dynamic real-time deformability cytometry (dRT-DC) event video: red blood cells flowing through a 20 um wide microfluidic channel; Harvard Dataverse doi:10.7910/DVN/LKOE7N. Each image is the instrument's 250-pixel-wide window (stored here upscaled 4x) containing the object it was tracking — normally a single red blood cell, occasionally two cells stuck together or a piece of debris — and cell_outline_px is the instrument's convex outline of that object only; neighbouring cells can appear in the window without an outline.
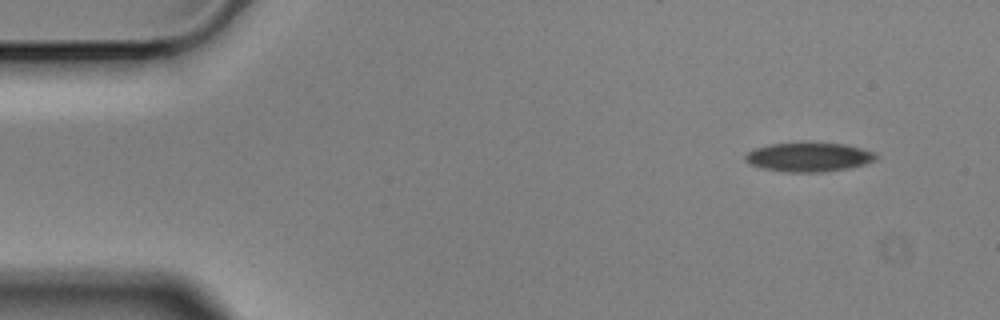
{"species": "Egyptian fruit bat (a non-hibernating species)", "species_latin": "Rousettus aegyptiacus", "temperature_condition": "cold", "stored_images_in_passage": 4, "camera_frame_rate_fps": 3000, "um_per_image_px": 0.085, "animal": {"sex": "male"}, "frame": {"image": 1, "passage_image": 1, "time_ms": 0.0, "image_size_px": [1000, 320], "cell_outline_px": [[876, 160], [864, 164], [848, 168], [824, 172], [788, 172], [764, 168], [748, 164], [744, 160], [744, 156], [748, 152], [756, 148], [772, 144], [844, 144], [860, 148], [872, 152], [876, 156]], "centroid_in_image_um": [68.72, 13.38], "position_along_channel_um": 16.3, "area_um2": 21.56}}
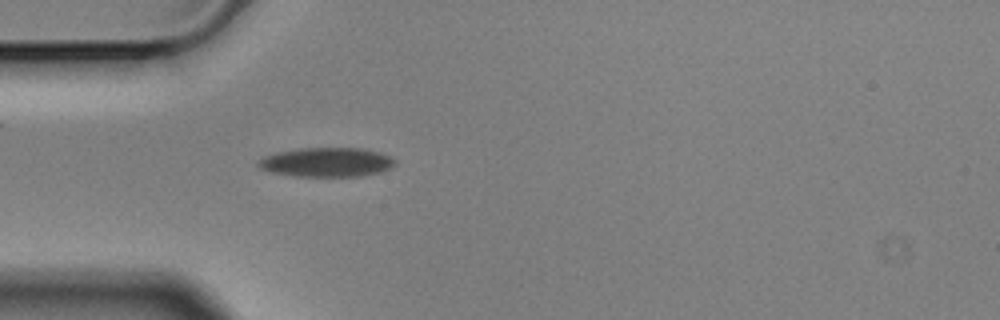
{"frame": {"image": 2, "passage_image": 4, "time_ms": 1.0, "image_size_px": [1000, 320], "cell_outline_px": [[396, 164], [392, 168], [380, 172], [364, 176], [296, 176], [272, 172], [260, 168], [256, 164], [264, 156], [276, 152], [300, 148], [360, 148], [380, 152], [392, 156], [396, 160]], "centroid_in_image_um": [27.82, 13.78], "position_along_channel_um": 57.2, "area_um2": 23.47}}